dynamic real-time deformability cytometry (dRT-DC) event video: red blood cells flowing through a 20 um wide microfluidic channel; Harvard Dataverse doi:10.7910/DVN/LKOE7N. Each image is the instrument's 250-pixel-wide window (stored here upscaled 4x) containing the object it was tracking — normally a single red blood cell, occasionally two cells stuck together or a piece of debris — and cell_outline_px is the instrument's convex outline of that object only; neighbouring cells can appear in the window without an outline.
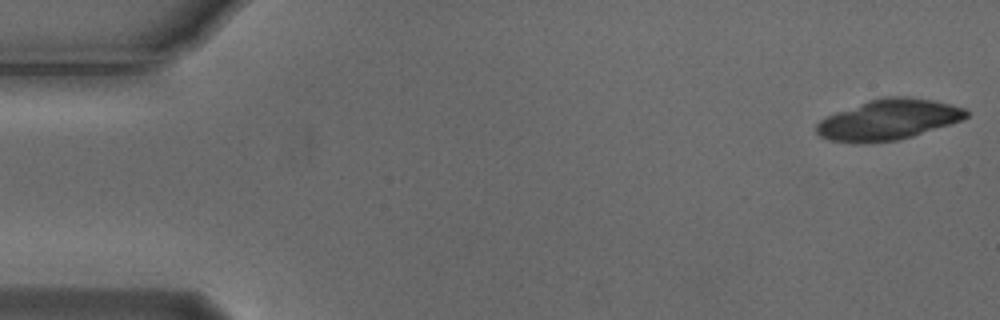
{"species": "Egyptian fruit bat (a non-hibernating species)", "species_latin": "Rousettus aegyptiacus", "temperature_condition": "cold", "stored_images_in_passage": 18, "camera_frame_rate_fps": 3000, "um_per_image_px": 0.085, "animal": {"sex": "male"}, "frame": {"image": 1, "passage_image": 1, "time_ms": 0.0, "image_size_px": [1000, 320], "cell_outline_px": [[968, 116], [960, 120], [912, 136], [896, 140], [832, 140], [820, 136], [816, 132], [816, 124], [820, 120], [836, 112], [868, 100], [884, 96], [908, 96], [932, 100], [952, 104], [964, 108], [968, 112]], "centroid_in_image_um": [75.55, 10.11], "position_along_channel_um": 9.5, "area_um2": 34.22}}